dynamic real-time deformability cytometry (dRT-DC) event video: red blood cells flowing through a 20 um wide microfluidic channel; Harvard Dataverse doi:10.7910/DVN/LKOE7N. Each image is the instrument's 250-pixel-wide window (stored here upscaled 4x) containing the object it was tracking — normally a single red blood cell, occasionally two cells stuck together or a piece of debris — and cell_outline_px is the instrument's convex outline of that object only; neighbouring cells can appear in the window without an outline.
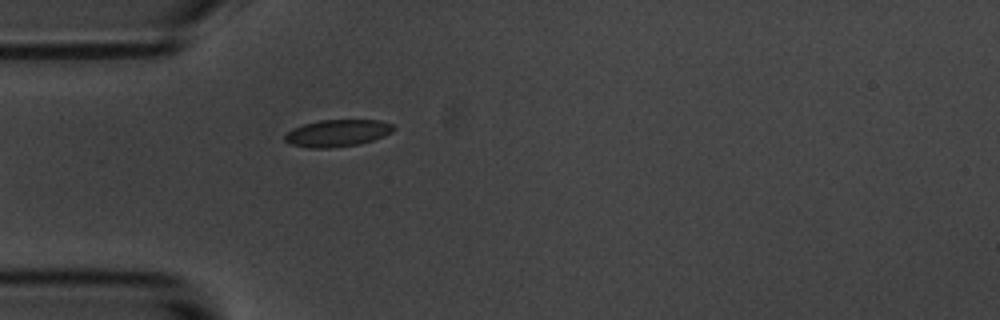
{"species": "common noctule bat (a hibernating species)", "species_latin": "Nyctalus noctula", "temperature_condition": "room temperature", "stored_images_in_passage": 6, "camera_frame_rate_fps": 3000, "um_per_image_px": 0.085, "animal": {"sex": "male", "body_mass_g": 20.1, "forearm_length_mm": 53.5}, "frame": {"image": 1, "passage_image": 6, "time_ms": 5.667, "image_size_px": [1000, 320], "cell_outline_px": [[396, 128], [392, 132], [384, 136], [360, 144], [332, 148], [308, 148], [288, 144], [284, 140], [284, 136], [292, 128], [304, 124], [320, 120], [380, 120], [392, 124]], "centroid_in_image_um": [28.66, 11.32], "position_along_channel_um": 56.3, "area_um2": 17.28}}